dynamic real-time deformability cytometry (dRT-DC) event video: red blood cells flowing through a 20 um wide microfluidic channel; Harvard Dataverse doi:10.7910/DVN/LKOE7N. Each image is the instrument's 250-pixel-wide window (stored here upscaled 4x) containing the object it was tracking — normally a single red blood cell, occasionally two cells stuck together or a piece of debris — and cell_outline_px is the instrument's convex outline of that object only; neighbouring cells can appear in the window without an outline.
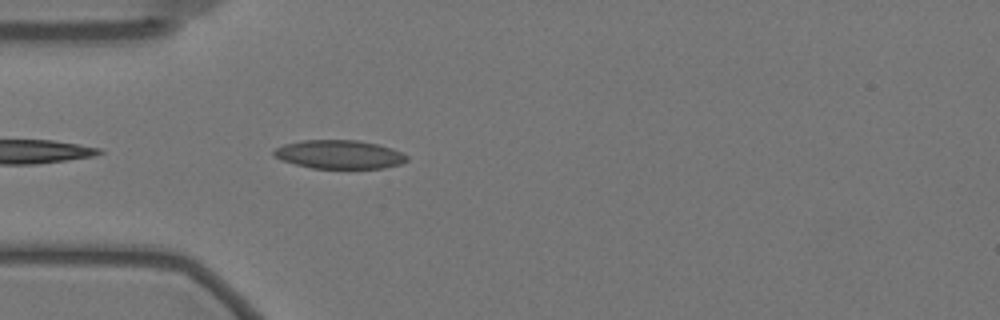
{"species": "Egyptian fruit bat (a non-hibernating species)", "species_latin": "Rousettus aegyptiacus", "temperature_condition": "warm", "stored_images_in_passage": 16, "camera_frame_rate_fps": 3000, "um_per_image_px": 0.085, "animal": {"sex": "female"}, "frame": {"image": 1, "passage_image": 2, "time_ms": 0.333, "image_size_px": [1000, 320], "cell_outline_px": [[408, 160], [400, 164], [384, 168], [312, 168], [280, 160], [272, 152], [276, 148], [284, 144], [300, 140], [356, 140], [376, 144], [392, 148], [404, 152], [408, 156]], "centroid_in_image_um": [28.86, 13.12], "position_along_channel_um": 56.1, "area_um2": 22.2}}
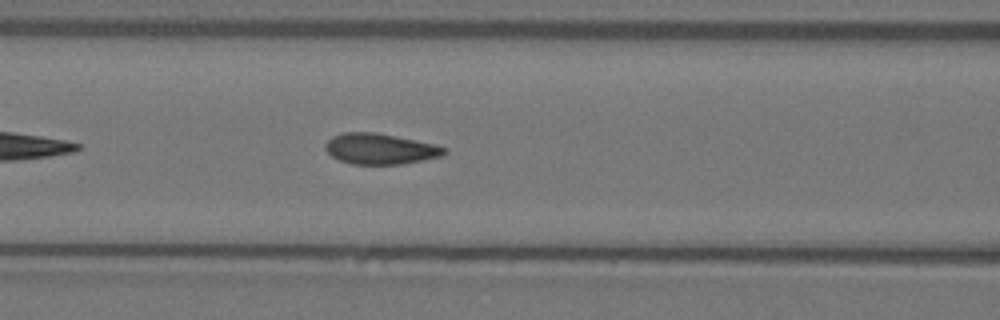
{"frame": {"image": 2, "passage_image": 9, "time_ms": 2.667, "image_size_px": [1000, 320], "cell_outline_px": [[448, 152], [444, 156], [400, 164], [352, 164], [340, 160], [332, 156], [324, 148], [324, 144], [332, 136], [344, 132], [376, 132], [436, 144], [448, 148]], "centroid_in_image_um": [32.34, 12.64], "position_along_channel_um": 134.3, "area_um2": 21.44}}
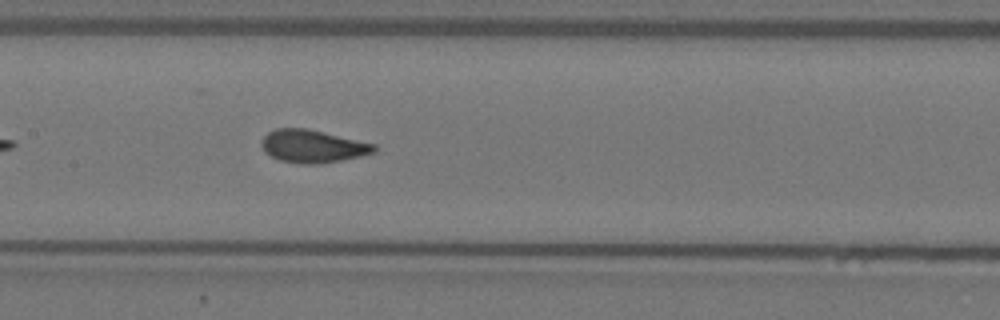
{"frame": {"image": 3, "passage_image": 13, "time_ms": 4.0, "image_size_px": [1000, 320], "cell_outline_px": [[376, 152], [360, 156], [320, 164], [300, 164], [280, 160], [264, 152], [260, 144], [260, 140], [268, 132], [276, 128], [308, 128], [376, 144]], "centroid_in_image_um": [26.56, 12.42], "position_along_channel_um": 180.8, "area_um2": 21.68}}